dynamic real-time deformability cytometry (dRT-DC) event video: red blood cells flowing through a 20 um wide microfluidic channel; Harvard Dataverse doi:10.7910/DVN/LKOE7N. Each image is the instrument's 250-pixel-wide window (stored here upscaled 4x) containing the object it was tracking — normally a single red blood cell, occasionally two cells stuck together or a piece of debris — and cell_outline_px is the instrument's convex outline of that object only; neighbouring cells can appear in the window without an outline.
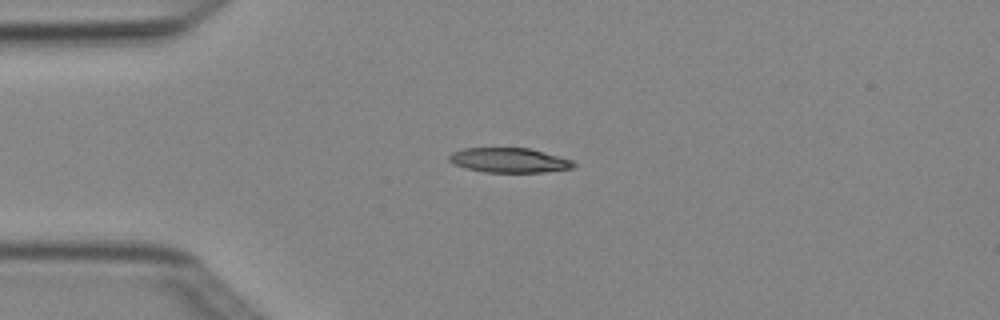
{"species": "Egyptian fruit bat (a non-hibernating species)", "species_latin": "Rousettus aegyptiacus", "temperature_condition": "cold", "stored_images_in_passage": 3, "camera_frame_rate_fps": 3000, "um_per_image_px": 0.085, "animal": {"sex": "female"}, "frame": {"image": 1, "passage_image": 1, "time_ms": 0.0, "image_size_px": [1000, 320], "cell_outline_px": [[576, 164], [572, 168], [544, 172], [484, 172], [464, 168], [452, 164], [448, 160], [448, 156], [452, 152], [464, 148], [532, 148], [560, 156], [572, 160]], "centroid_in_image_um": [43.26, 13.62], "position_along_channel_um": 41.7, "area_um2": 18.09}}
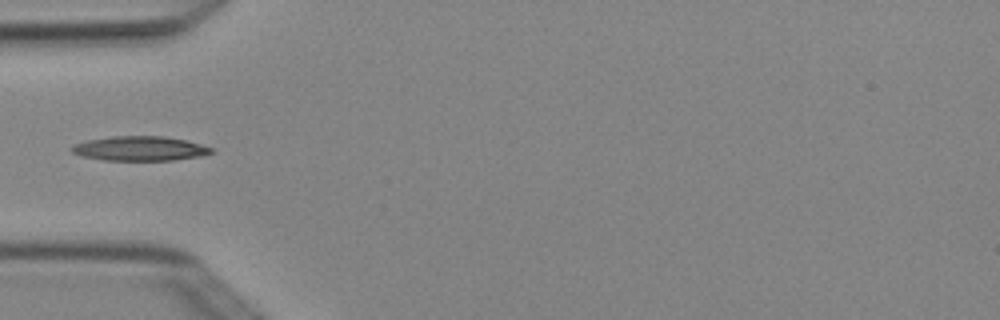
{"frame": {"image": 2, "passage_image": 2, "time_ms": 0.333, "image_size_px": [1000, 320], "cell_outline_px": [[212, 152], [200, 156], [172, 160], [104, 160], [80, 156], [72, 152], [68, 148], [76, 144], [88, 140], [112, 136], [164, 136], [188, 140], [212, 148]], "centroid_in_image_um": [11.86, 12.62], "position_along_channel_um": 73.1, "area_um2": 19.88}}
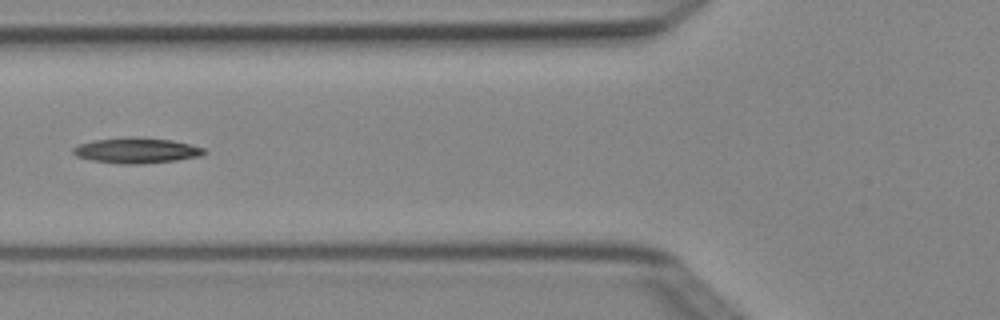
{"frame": {"image": 3, "passage_image": 3, "time_ms": 0.667, "image_size_px": [1000, 320], "cell_outline_px": [[208, 152], [200, 156], [176, 160], [140, 164], [124, 164], [92, 160], [76, 156], [72, 152], [72, 148], [80, 144], [92, 140], [128, 136], [136, 136], [172, 140], [204, 148]], "centroid_in_image_um": [11.59, 12.77], "position_along_channel_um": 114.2, "area_um2": 19.54}}